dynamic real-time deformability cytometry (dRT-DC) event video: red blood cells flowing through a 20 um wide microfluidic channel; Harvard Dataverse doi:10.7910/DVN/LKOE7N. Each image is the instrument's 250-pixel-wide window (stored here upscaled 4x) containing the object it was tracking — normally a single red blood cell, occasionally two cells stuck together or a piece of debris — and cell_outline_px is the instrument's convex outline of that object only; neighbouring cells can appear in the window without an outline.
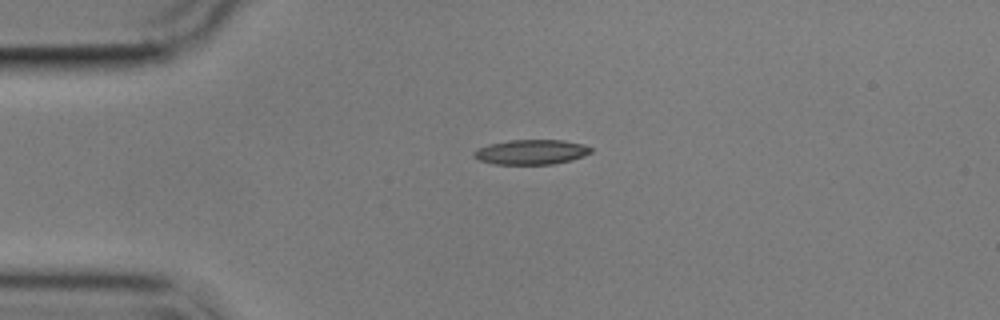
{"species": "common noctule bat (a hibernating species)", "species_latin": "Nyctalus noctula", "temperature_condition": "cold", "stored_images_in_passage": 44, "camera_frame_rate_fps": 3000, "um_per_image_px": 0.085, "animal": {"sex": "male", "body_mass_g": 17.9}, "frame": {"image": 1, "passage_image": 1, "time_ms": 0.0, "image_size_px": [1000, 320], "cell_outline_px": [[592, 152], [584, 156], [552, 164], [492, 164], [476, 160], [472, 156], [472, 152], [476, 148], [488, 144], [508, 140], [564, 140], [584, 144], [592, 148]], "centroid_in_image_um": [45.08, 12.92], "position_along_channel_um": 39.9, "area_um2": 17.17}}
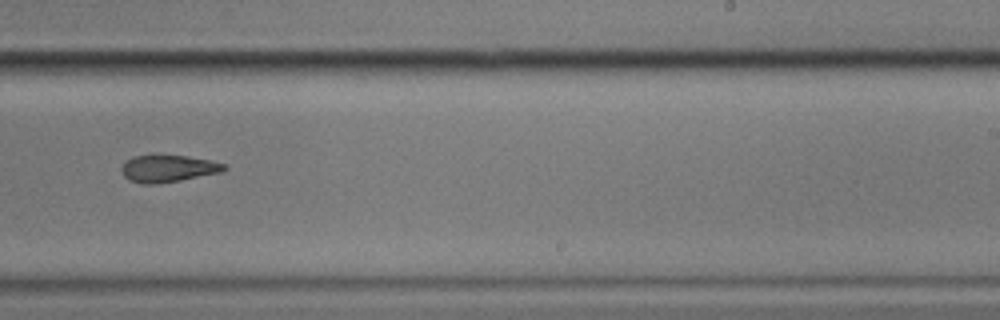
{"frame": {"image": 2, "passage_image": 23, "time_ms": 7.333, "image_size_px": [1000, 320], "cell_outline_px": [[228, 168], [224, 172], [180, 180], [156, 184], [140, 184], [124, 176], [120, 172], [120, 168], [132, 156], [152, 152], [160, 152], [188, 156], [212, 160], [224, 164]], "centroid_in_image_um": [14.28, 14.27], "position_along_channel_um": 274.7, "area_um2": 17.05}}
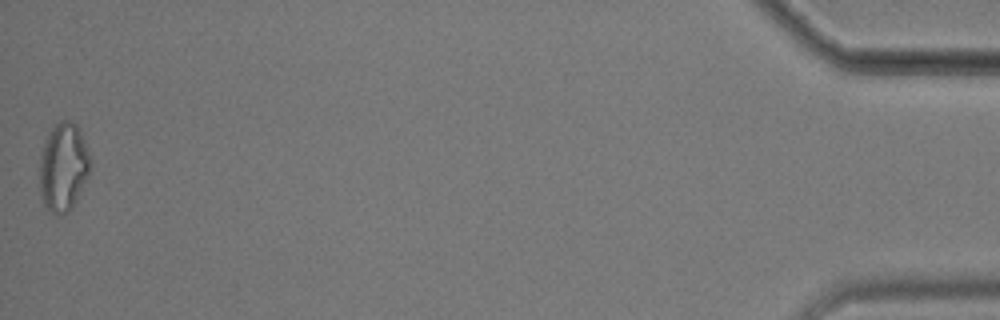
{"frame": {"image": 3, "passage_image": 44, "time_ms": 14.333, "image_size_px": [1000, 320], "cell_outline_px": [[92, 168], [76, 200], [64, 212], [56, 216], [44, 204], [40, 188], [40, 156], [44, 140], [48, 132], [60, 120], [68, 120], [76, 124], [84, 140], [92, 164]], "centroid_in_image_um": [5.38, 14.15], "position_along_channel_um": 429.8, "area_um2": 25.84}, "authors_computed_cell_mechanics": {"area_um2": 17.4267, "velocity_mm_per_s": 3.5594, "shape_relaxation_time_tau1_ms": 8.5008, "shape_relaxation_time_tau2_ms": null, "deformation_change_tau1": 0.1954, "deformation_change_tau2": null}}